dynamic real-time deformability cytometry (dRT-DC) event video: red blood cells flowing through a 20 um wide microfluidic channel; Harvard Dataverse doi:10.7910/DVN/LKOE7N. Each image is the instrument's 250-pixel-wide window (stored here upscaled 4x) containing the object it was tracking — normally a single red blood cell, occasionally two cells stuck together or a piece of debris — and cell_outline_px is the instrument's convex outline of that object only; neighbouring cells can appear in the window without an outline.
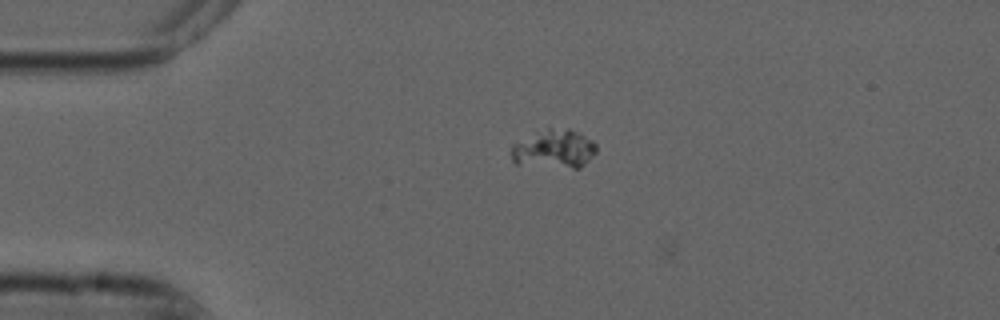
{"species": "common noctule bat (a hibernating species)", "species_latin": "Nyctalus noctula", "temperature_condition": "cold", "stored_images_in_passage": 6, "camera_frame_rate_fps": 3000, "um_per_image_px": 0.085, "animal": {"sex": "male", "forearm_length_mm": 52.5}, "frame": {"image": 1, "passage_image": 2, "time_ms": 0.333, "image_size_px": [1000, 320], "cell_outline_px": [[596, 152], [580, 168], [572, 168], [516, 164], [512, 160], [512, 144], [548, 128], [568, 128], [580, 132], [592, 140], [596, 144]], "centroid_in_image_um": [47.13, 12.66], "position_along_channel_um": 37.9, "area_um2": 19.02}}